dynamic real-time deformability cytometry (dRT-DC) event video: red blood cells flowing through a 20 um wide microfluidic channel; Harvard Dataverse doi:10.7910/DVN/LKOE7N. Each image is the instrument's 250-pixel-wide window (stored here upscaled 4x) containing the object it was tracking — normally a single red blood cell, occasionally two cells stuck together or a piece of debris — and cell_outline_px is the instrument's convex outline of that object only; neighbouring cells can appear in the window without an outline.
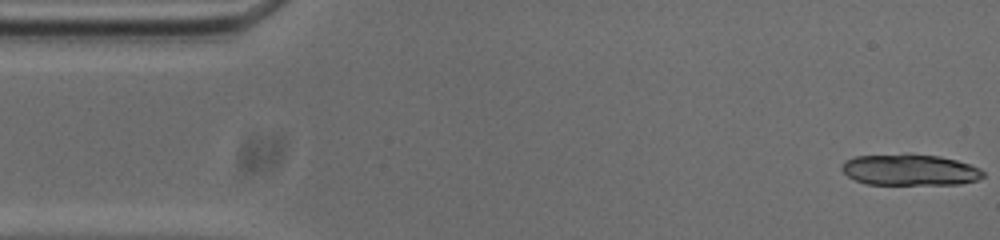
{"species": "common noctule bat (a hibernating species)", "species_latin": "Nyctalus noctula", "temperature_condition": "cold", "stored_images_in_passage": 14, "camera_frame_rate_fps": 3000, "um_per_image_px": 0.085, "animal": {"sex": "male", "body_mass_g": 20.0, "forearm_length_mm": 53.3}, "frame": {"image": 1, "passage_image": 1, "time_ms": 0.0, "image_size_px": [1000, 240], "cell_outline_px": [[968, 180], [908, 184], [880, 184], [856, 160], [868, 156], [928, 156], [948, 160], [964, 164], [968, 168]], "centroid_in_image_um": [77.62, 14.42], "position_along_channel_um": 7.4, "area_um2": 18.26}}